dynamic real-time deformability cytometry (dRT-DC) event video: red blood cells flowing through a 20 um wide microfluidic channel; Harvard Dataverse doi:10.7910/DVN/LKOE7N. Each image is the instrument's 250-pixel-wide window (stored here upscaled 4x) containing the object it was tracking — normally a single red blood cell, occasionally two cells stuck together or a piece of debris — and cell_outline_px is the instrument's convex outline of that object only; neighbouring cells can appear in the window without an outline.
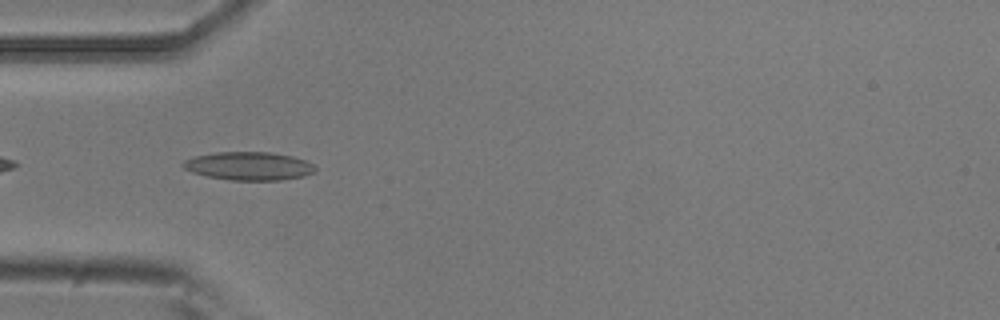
{"species": "common noctule bat (a hibernating species)", "species_latin": "Nyctalus noctula", "temperature_condition": "room temperature", "stored_images_in_passage": 6, "camera_frame_rate_fps": 3000, "um_per_image_px": 0.085, "animal": {"sex": "male", "body_mass_g": 20.5, "forearm_length_mm": 52.5}, "frame": {"image": 1, "passage_image": 4, "time_ms": 1.0, "image_size_px": [1000, 320], "cell_outline_px": [[316, 168], [312, 172], [304, 176], [280, 180], [228, 180], [208, 176], [192, 172], [184, 168], [180, 164], [184, 160], [196, 156], [216, 152], [268, 152], [292, 156], [304, 160], [312, 164]], "centroid_in_image_um": [21.12, 14.11], "position_along_channel_um": 63.9, "area_um2": 21.62}}
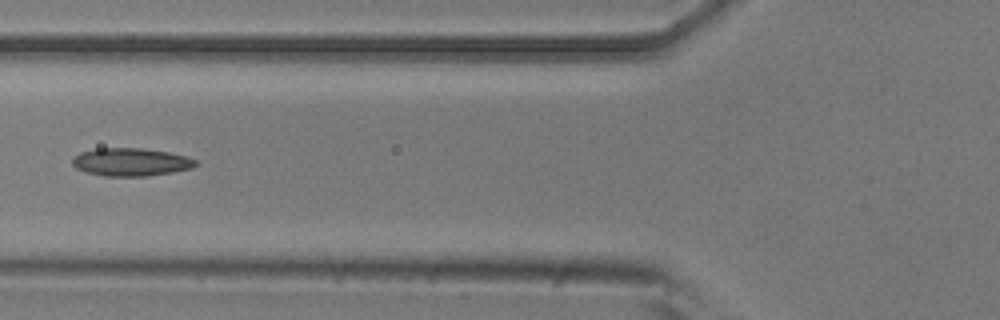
{"frame": {"image": 2, "passage_image": 5, "time_ms": 1.333, "image_size_px": [1000, 320], "cell_outline_px": [[200, 164], [192, 168], [172, 172], [148, 176], [104, 176], [84, 172], [76, 168], [72, 164], [72, 160], [80, 152], [96, 148], [140, 148], [168, 152], [188, 156], [196, 160]], "centroid_in_image_um": [11.14, 13.77], "position_along_channel_um": 114.7, "area_um2": 20.23}}
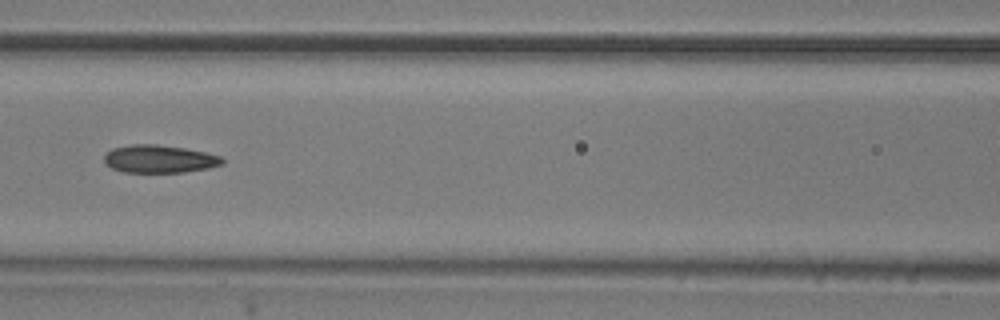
{"frame": {"image": 3, "passage_image": 6, "time_ms": 1.667, "image_size_px": [1000, 320], "cell_outline_px": [[224, 164], [208, 168], [184, 172], [124, 172], [112, 168], [104, 164], [104, 156], [112, 148], [132, 144], [156, 144], [184, 148], [204, 152], [220, 156], [224, 160]], "centroid_in_image_um": [13.53, 13.51], "position_along_channel_um": 153.1, "area_um2": 19.13}}